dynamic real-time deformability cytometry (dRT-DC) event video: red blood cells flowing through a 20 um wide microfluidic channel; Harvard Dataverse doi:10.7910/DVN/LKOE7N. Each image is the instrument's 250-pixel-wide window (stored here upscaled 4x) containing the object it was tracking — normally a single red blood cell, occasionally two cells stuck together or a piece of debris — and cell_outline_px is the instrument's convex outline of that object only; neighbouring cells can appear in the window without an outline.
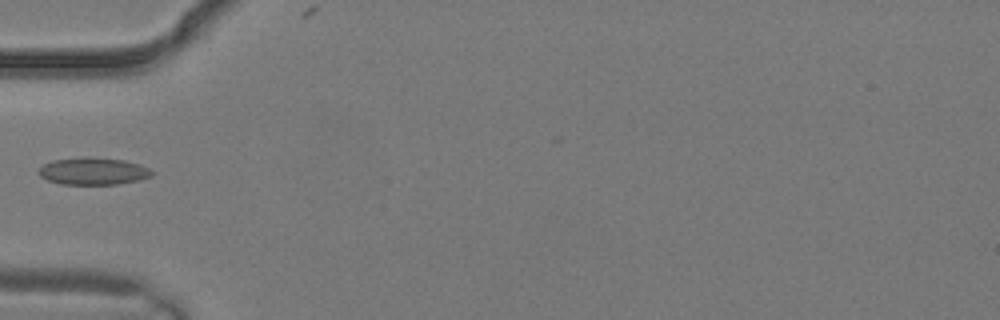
{"species": "common noctule bat (a hibernating species)", "species_latin": "Nyctalus noctula", "temperature_condition": "warm", "stored_images_in_passage": 2, "camera_frame_rate_fps": 3000, "um_per_image_px": 0.085, "animal": {"sex": "male", "body_mass_g": 19.2, "forearm_length_mm": 51.8}, "frame": {"image": 1, "passage_image": 2, "time_ms": 0.333, "image_size_px": [1000, 320], "cell_outline_px": [[152, 176], [140, 180], [116, 184], [60, 184], [48, 180], [40, 176], [36, 172], [44, 164], [52, 160], [88, 156], [124, 160], [140, 164], [148, 168], [152, 172]], "centroid_in_image_um": [7.9, 14.54], "position_along_channel_um": 77.1, "area_um2": 18.03}}